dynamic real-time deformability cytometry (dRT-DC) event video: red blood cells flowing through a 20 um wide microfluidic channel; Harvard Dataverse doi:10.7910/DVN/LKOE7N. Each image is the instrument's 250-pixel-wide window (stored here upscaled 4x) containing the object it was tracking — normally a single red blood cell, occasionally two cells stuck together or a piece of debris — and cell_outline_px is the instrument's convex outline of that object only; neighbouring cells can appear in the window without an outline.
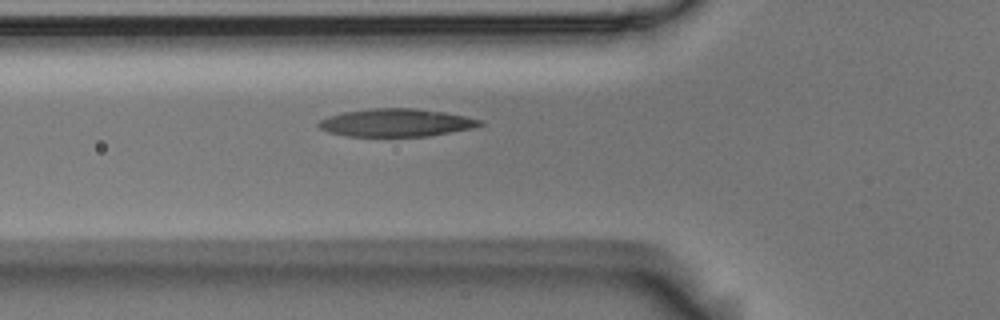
{"species": "Egyptian fruit bat (a non-hibernating species)", "species_latin": "Rousettus aegyptiacus", "temperature_condition": "room temperature", "stored_images_in_passage": 3, "camera_frame_rate_fps": 3000, "um_per_image_px": 0.085, "animal": {"sex": "male"}, "frame": {"image": 1, "passage_image": 3, "time_ms": 0.667, "image_size_px": [1000, 320], "cell_outline_px": [[484, 124], [472, 128], [428, 136], [348, 136], [328, 132], [320, 128], [316, 124], [320, 120], [328, 116], [344, 112], [372, 108], [412, 108], [444, 112], [464, 116], [480, 120]], "centroid_in_image_um": [33.64, 10.43], "position_along_channel_um": 92.2, "area_um2": 25.95}}